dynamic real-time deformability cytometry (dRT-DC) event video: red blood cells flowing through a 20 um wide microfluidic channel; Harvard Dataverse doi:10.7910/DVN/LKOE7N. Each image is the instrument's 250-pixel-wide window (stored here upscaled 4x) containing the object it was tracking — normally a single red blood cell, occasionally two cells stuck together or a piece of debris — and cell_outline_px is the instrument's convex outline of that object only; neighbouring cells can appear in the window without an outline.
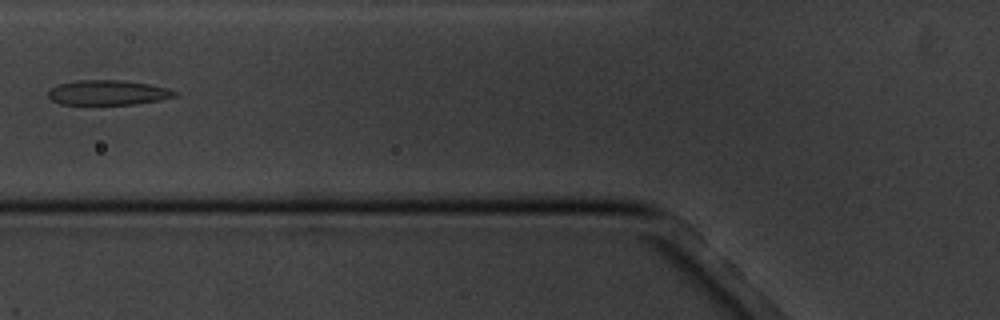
{"species": "common noctule bat (a hibernating species)", "species_latin": "Nyctalus noctula", "temperature_condition": "cold", "stored_images_in_passage": 12, "camera_frame_rate_fps": 3000, "um_per_image_px": 0.085, "animal": {"sex": "male", "body_mass_g": 20.1, "forearm_length_mm": 53.5}, "frame": {"image": 1, "passage_image": 2, "time_ms": 1.333, "image_size_px": [1000, 320], "cell_outline_px": [[176, 96], [160, 100], [136, 104], [60, 104], [52, 100], [48, 96], [48, 92], [52, 88], [60, 84], [80, 80], [124, 80], [148, 84], [168, 88], [176, 92]], "centroid_in_image_um": [9.19, 7.87], "position_along_channel_um": 116.6, "area_um2": 18.15}}
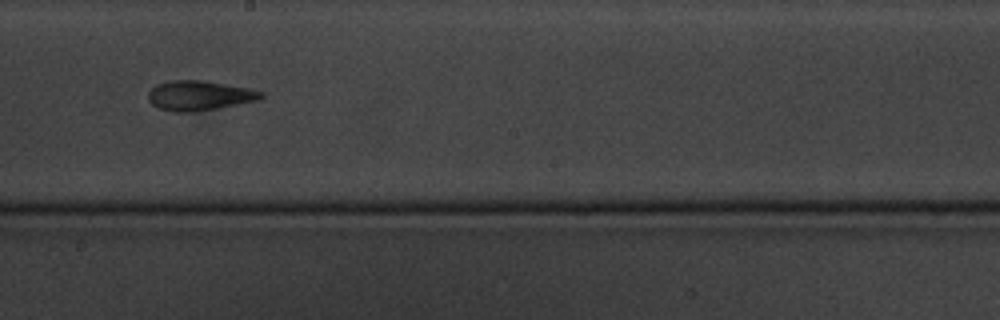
{"frame": {"image": 2, "passage_image": 5, "time_ms": 4.667, "image_size_px": [1000, 320], "cell_outline_px": [[264, 96], [260, 100], [216, 108], [192, 112], [172, 112], [160, 108], [152, 104], [148, 100], [148, 92], [156, 84], [168, 80], [204, 80], [248, 88], [264, 92]], "centroid_in_image_um": [16.93, 8.11], "position_along_channel_um": 231.3, "area_um2": 19.65}}
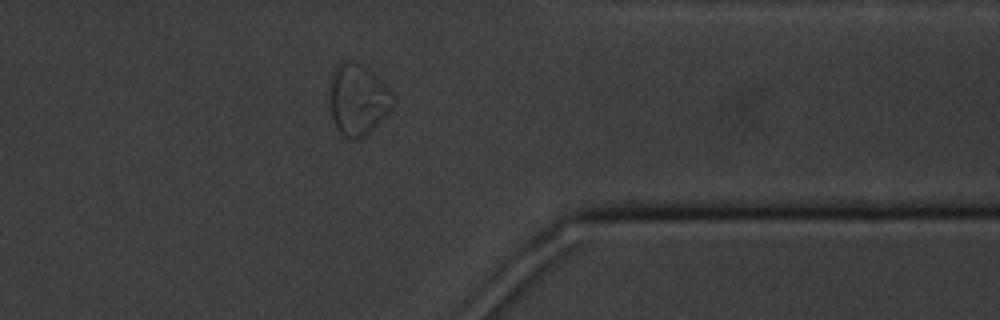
{"frame": {"image": 3, "passage_image": 9, "time_ms": 9.333, "image_size_px": [1000, 320], "cell_outline_px": [[396, 100], [392, 108], [364, 136], [344, 136], [336, 128], [332, 116], [332, 76], [336, 64], [348, 60], [360, 64], [368, 68], [396, 96]], "centroid_in_image_um": [30.46, 8.42], "position_along_channel_um": 380.9, "area_um2": 25.32}, "authors_computed_cell_mechanics": {"area_um2": 19.5364, "velocity_mm_per_s": 3.4255, "shape_relaxation_time_tau1_ms": 7.5306, "shape_relaxation_time_tau2_ms": 0.8946, "deformation_change_tau1": 0.2143, "deformation_change_tau2": 0.0532}}